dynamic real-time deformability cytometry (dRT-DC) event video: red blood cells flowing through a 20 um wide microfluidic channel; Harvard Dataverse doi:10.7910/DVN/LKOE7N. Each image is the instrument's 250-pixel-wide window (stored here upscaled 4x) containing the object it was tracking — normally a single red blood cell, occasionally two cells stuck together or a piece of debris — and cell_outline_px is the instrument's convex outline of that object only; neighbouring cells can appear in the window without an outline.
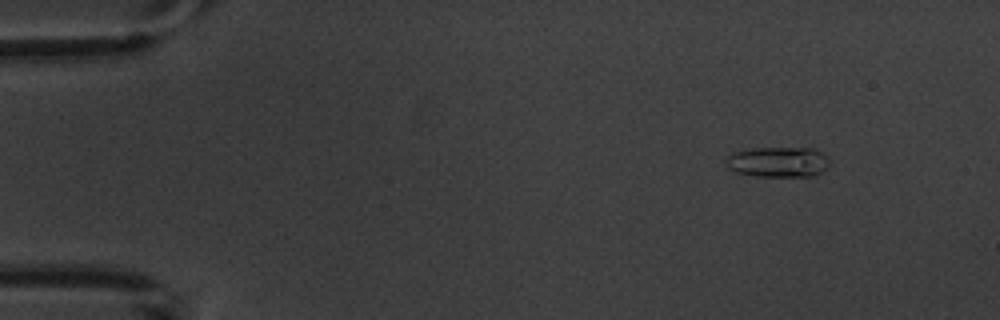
{"species": "common noctule bat (a hibernating species)", "species_latin": "Nyctalus noctula", "temperature_condition": "warm", "stored_images_in_passage": 4, "camera_frame_rate_fps": 3000, "um_per_image_px": 0.085, "animal": {"sex": "male", "body_mass_g": 20.1, "forearm_length_mm": 53.5}, "frame": {"image": 1, "passage_image": 2, "time_ms": 2.0, "image_size_px": [1000, 320], "cell_outline_px": [[828, 168], [816, 176], [756, 176], [736, 172], [728, 168], [728, 156], [736, 152], [752, 148], [812, 148], [828, 156]], "centroid_in_image_um": [66.2, 13.77], "position_along_channel_um": 18.8, "area_um2": 18.21}}